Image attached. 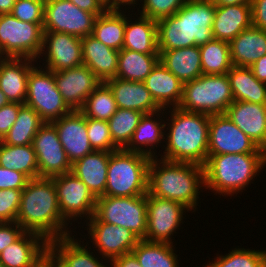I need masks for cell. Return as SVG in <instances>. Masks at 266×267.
<instances>
[{"mask_svg":"<svg viewBox=\"0 0 266 267\" xmlns=\"http://www.w3.org/2000/svg\"><path fill=\"white\" fill-rule=\"evenodd\" d=\"M199 50L203 75L227 74L232 68L229 42L212 39Z\"/></svg>","mask_w":266,"mask_h":267,"instance_id":"ab89813d","label":"cell"},{"mask_svg":"<svg viewBox=\"0 0 266 267\" xmlns=\"http://www.w3.org/2000/svg\"><path fill=\"white\" fill-rule=\"evenodd\" d=\"M216 6H232L238 4H251V0H211Z\"/></svg>","mask_w":266,"mask_h":267,"instance_id":"6f0895ef","label":"cell"},{"mask_svg":"<svg viewBox=\"0 0 266 267\" xmlns=\"http://www.w3.org/2000/svg\"><path fill=\"white\" fill-rule=\"evenodd\" d=\"M105 83L112 90L118 108L132 109L144 114L161 110L144 82L122 80L115 77Z\"/></svg>","mask_w":266,"mask_h":267,"instance_id":"d4e9b609","label":"cell"},{"mask_svg":"<svg viewBox=\"0 0 266 267\" xmlns=\"http://www.w3.org/2000/svg\"><path fill=\"white\" fill-rule=\"evenodd\" d=\"M0 165L21 172L29 179L39 177L37 157L32 144L11 146L0 140Z\"/></svg>","mask_w":266,"mask_h":267,"instance_id":"d590c367","label":"cell"},{"mask_svg":"<svg viewBox=\"0 0 266 267\" xmlns=\"http://www.w3.org/2000/svg\"><path fill=\"white\" fill-rule=\"evenodd\" d=\"M143 82L161 109L179 106L182 99L183 84L160 61Z\"/></svg>","mask_w":266,"mask_h":267,"instance_id":"603a6c76","label":"cell"},{"mask_svg":"<svg viewBox=\"0 0 266 267\" xmlns=\"http://www.w3.org/2000/svg\"><path fill=\"white\" fill-rule=\"evenodd\" d=\"M40 56L46 57L44 68L52 72L81 66L83 65L81 38L67 33L43 32Z\"/></svg>","mask_w":266,"mask_h":267,"instance_id":"2e32d148","label":"cell"},{"mask_svg":"<svg viewBox=\"0 0 266 267\" xmlns=\"http://www.w3.org/2000/svg\"><path fill=\"white\" fill-rule=\"evenodd\" d=\"M86 226L89 239L93 241L102 259L108 262L112 259L130 253L140 240L132 231L122 226L101 222L95 215L88 221Z\"/></svg>","mask_w":266,"mask_h":267,"instance_id":"9a60e30c","label":"cell"},{"mask_svg":"<svg viewBox=\"0 0 266 267\" xmlns=\"http://www.w3.org/2000/svg\"><path fill=\"white\" fill-rule=\"evenodd\" d=\"M227 76L234 101L266 104V83L257 80L250 67L233 65Z\"/></svg>","mask_w":266,"mask_h":267,"instance_id":"d6a6232c","label":"cell"},{"mask_svg":"<svg viewBox=\"0 0 266 267\" xmlns=\"http://www.w3.org/2000/svg\"><path fill=\"white\" fill-rule=\"evenodd\" d=\"M32 267H55L54 255L48 250L47 253Z\"/></svg>","mask_w":266,"mask_h":267,"instance_id":"9f6ffc18","label":"cell"},{"mask_svg":"<svg viewBox=\"0 0 266 267\" xmlns=\"http://www.w3.org/2000/svg\"><path fill=\"white\" fill-rule=\"evenodd\" d=\"M126 14L120 9H107L97 16L92 36L104 45L120 51L123 49Z\"/></svg>","mask_w":266,"mask_h":267,"instance_id":"e575fe53","label":"cell"},{"mask_svg":"<svg viewBox=\"0 0 266 267\" xmlns=\"http://www.w3.org/2000/svg\"><path fill=\"white\" fill-rule=\"evenodd\" d=\"M229 47L232 65L251 67L266 55V31L251 25L231 40Z\"/></svg>","mask_w":266,"mask_h":267,"instance_id":"f1b7e54d","label":"cell"},{"mask_svg":"<svg viewBox=\"0 0 266 267\" xmlns=\"http://www.w3.org/2000/svg\"><path fill=\"white\" fill-rule=\"evenodd\" d=\"M16 0H0V15L11 14Z\"/></svg>","mask_w":266,"mask_h":267,"instance_id":"680465c9","label":"cell"},{"mask_svg":"<svg viewBox=\"0 0 266 267\" xmlns=\"http://www.w3.org/2000/svg\"><path fill=\"white\" fill-rule=\"evenodd\" d=\"M44 123L33 108L24 104L19 109L16 121L1 141L11 146L32 144L36 133Z\"/></svg>","mask_w":266,"mask_h":267,"instance_id":"74e56055","label":"cell"},{"mask_svg":"<svg viewBox=\"0 0 266 267\" xmlns=\"http://www.w3.org/2000/svg\"><path fill=\"white\" fill-rule=\"evenodd\" d=\"M150 160L147 155L124 149L110 152L104 195L133 197L147 194Z\"/></svg>","mask_w":266,"mask_h":267,"instance_id":"5b68a950","label":"cell"},{"mask_svg":"<svg viewBox=\"0 0 266 267\" xmlns=\"http://www.w3.org/2000/svg\"><path fill=\"white\" fill-rule=\"evenodd\" d=\"M51 178L56 188L61 215L66 221L70 222L73 218L78 220L84 216L85 219H90L94 215L97 198L73 172Z\"/></svg>","mask_w":266,"mask_h":267,"instance_id":"8fae6325","label":"cell"},{"mask_svg":"<svg viewBox=\"0 0 266 267\" xmlns=\"http://www.w3.org/2000/svg\"><path fill=\"white\" fill-rule=\"evenodd\" d=\"M251 25V4L216 6L212 36L213 39L230 42Z\"/></svg>","mask_w":266,"mask_h":267,"instance_id":"4316f807","label":"cell"},{"mask_svg":"<svg viewBox=\"0 0 266 267\" xmlns=\"http://www.w3.org/2000/svg\"><path fill=\"white\" fill-rule=\"evenodd\" d=\"M118 107L110 87L101 84L88 96L79 110L85 117L108 121Z\"/></svg>","mask_w":266,"mask_h":267,"instance_id":"60d3db41","label":"cell"},{"mask_svg":"<svg viewBox=\"0 0 266 267\" xmlns=\"http://www.w3.org/2000/svg\"><path fill=\"white\" fill-rule=\"evenodd\" d=\"M234 101L227 74L201 75L183 84L179 108L208 115L225 114Z\"/></svg>","mask_w":266,"mask_h":267,"instance_id":"8992f818","label":"cell"},{"mask_svg":"<svg viewBox=\"0 0 266 267\" xmlns=\"http://www.w3.org/2000/svg\"><path fill=\"white\" fill-rule=\"evenodd\" d=\"M16 222L28 232L42 235L48 242L68 236V222L62 217L52 178L30 179L22 190Z\"/></svg>","mask_w":266,"mask_h":267,"instance_id":"6da1fadb","label":"cell"},{"mask_svg":"<svg viewBox=\"0 0 266 267\" xmlns=\"http://www.w3.org/2000/svg\"><path fill=\"white\" fill-rule=\"evenodd\" d=\"M110 152L96 151L72 164L73 172L98 198L105 193Z\"/></svg>","mask_w":266,"mask_h":267,"instance_id":"83f0119b","label":"cell"},{"mask_svg":"<svg viewBox=\"0 0 266 267\" xmlns=\"http://www.w3.org/2000/svg\"><path fill=\"white\" fill-rule=\"evenodd\" d=\"M48 242V250L54 255L55 267H107L100 262L86 245H81L73 235ZM76 240V241H75ZM109 267V266H108Z\"/></svg>","mask_w":266,"mask_h":267,"instance_id":"484cf974","label":"cell"},{"mask_svg":"<svg viewBox=\"0 0 266 267\" xmlns=\"http://www.w3.org/2000/svg\"><path fill=\"white\" fill-rule=\"evenodd\" d=\"M215 12L216 5L211 0H189L185 3L188 47L201 46L213 39Z\"/></svg>","mask_w":266,"mask_h":267,"instance_id":"cb8c5ba5","label":"cell"},{"mask_svg":"<svg viewBox=\"0 0 266 267\" xmlns=\"http://www.w3.org/2000/svg\"><path fill=\"white\" fill-rule=\"evenodd\" d=\"M143 115L136 110L118 108L107 121L113 143L119 149H124L129 144Z\"/></svg>","mask_w":266,"mask_h":267,"instance_id":"b9f144b4","label":"cell"},{"mask_svg":"<svg viewBox=\"0 0 266 267\" xmlns=\"http://www.w3.org/2000/svg\"><path fill=\"white\" fill-rule=\"evenodd\" d=\"M45 0H16L11 14L20 21L43 28Z\"/></svg>","mask_w":266,"mask_h":267,"instance_id":"bcb514c9","label":"cell"},{"mask_svg":"<svg viewBox=\"0 0 266 267\" xmlns=\"http://www.w3.org/2000/svg\"><path fill=\"white\" fill-rule=\"evenodd\" d=\"M25 105L33 108L44 122H53L72 110L59 92L54 72L34 66L27 80Z\"/></svg>","mask_w":266,"mask_h":267,"instance_id":"9c48e42d","label":"cell"},{"mask_svg":"<svg viewBox=\"0 0 266 267\" xmlns=\"http://www.w3.org/2000/svg\"><path fill=\"white\" fill-rule=\"evenodd\" d=\"M97 16L68 0H45L43 32L67 33L80 38L92 35Z\"/></svg>","mask_w":266,"mask_h":267,"instance_id":"30bf717a","label":"cell"},{"mask_svg":"<svg viewBox=\"0 0 266 267\" xmlns=\"http://www.w3.org/2000/svg\"><path fill=\"white\" fill-rule=\"evenodd\" d=\"M51 123L71 164L94 151L88 139L86 117L79 110H72Z\"/></svg>","mask_w":266,"mask_h":267,"instance_id":"ac0fdd59","label":"cell"},{"mask_svg":"<svg viewBox=\"0 0 266 267\" xmlns=\"http://www.w3.org/2000/svg\"><path fill=\"white\" fill-rule=\"evenodd\" d=\"M103 2L107 5L108 9H113V0H103Z\"/></svg>","mask_w":266,"mask_h":267,"instance_id":"6125c7cd","label":"cell"},{"mask_svg":"<svg viewBox=\"0 0 266 267\" xmlns=\"http://www.w3.org/2000/svg\"><path fill=\"white\" fill-rule=\"evenodd\" d=\"M250 69L257 80L266 83V55L259 58Z\"/></svg>","mask_w":266,"mask_h":267,"instance_id":"11a10c76","label":"cell"},{"mask_svg":"<svg viewBox=\"0 0 266 267\" xmlns=\"http://www.w3.org/2000/svg\"><path fill=\"white\" fill-rule=\"evenodd\" d=\"M48 251V241L40 234L25 231L0 253L3 267H32Z\"/></svg>","mask_w":266,"mask_h":267,"instance_id":"44dd1931","label":"cell"},{"mask_svg":"<svg viewBox=\"0 0 266 267\" xmlns=\"http://www.w3.org/2000/svg\"><path fill=\"white\" fill-rule=\"evenodd\" d=\"M252 26L266 31V0H251Z\"/></svg>","mask_w":266,"mask_h":267,"instance_id":"816d5d0a","label":"cell"},{"mask_svg":"<svg viewBox=\"0 0 266 267\" xmlns=\"http://www.w3.org/2000/svg\"><path fill=\"white\" fill-rule=\"evenodd\" d=\"M166 110L168 109H161L153 113L144 114L141 117L140 122L136 127V130L134 131L129 144L124 148V150L129 152L142 153L149 156L150 158L157 157L153 150L155 149L154 147L158 145V143L161 144L165 139L164 136L166 127V121H164L163 123L162 119H160L161 116L159 114L162 111ZM154 115L157 116V118L160 117L158 121L157 118L155 119ZM144 146L147 149H145Z\"/></svg>","mask_w":266,"mask_h":267,"instance_id":"f546056e","label":"cell"},{"mask_svg":"<svg viewBox=\"0 0 266 267\" xmlns=\"http://www.w3.org/2000/svg\"><path fill=\"white\" fill-rule=\"evenodd\" d=\"M170 110L171 124L165 123V126H169L166 127L169 133L165 134L166 146L162 145L165 152L161 158L204 167L208 160L210 115L185 111L179 107H171Z\"/></svg>","mask_w":266,"mask_h":267,"instance_id":"7a4b0ae2","label":"cell"},{"mask_svg":"<svg viewBox=\"0 0 266 267\" xmlns=\"http://www.w3.org/2000/svg\"><path fill=\"white\" fill-rule=\"evenodd\" d=\"M184 210L190 211L180 202L147 193V229L143 240L173 244L171 236L183 222Z\"/></svg>","mask_w":266,"mask_h":267,"instance_id":"7c38bea8","label":"cell"},{"mask_svg":"<svg viewBox=\"0 0 266 267\" xmlns=\"http://www.w3.org/2000/svg\"><path fill=\"white\" fill-rule=\"evenodd\" d=\"M266 153L226 114L210 115L208 155Z\"/></svg>","mask_w":266,"mask_h":267,"instance_id":"4fadbf2b","label":"cell"},{"mask_svg":"<svg viewBox=\"0 0 266 267\" xmlns=\"http://www.w3.org/2000/svg\"><path fill=\"white\" fill-rule=\"evenodd\" d=\"M43 47V28L12 14L0 15V55L38 60Z\"/></svg>","mask_w":266,"mask_h":267,"instance_id":"ba28073f","label":"cell"},{"mask_svg":"<svg viewBox=\"0 0 266 267\" xmlns=\"http://www.w3.org/2000/svg\"><path fill=\"white\" fill-rule=\"evenodd\" d=\"M37 60L2 57L0 59V89L12 103L25 104L27 80Z\"/></svg>","mask_w":266,"mask_h":267,"instance_id":"ffe728a7","label":"cell"},{"mask_svg":"<svg viewBox=\"0 0 266 267\" xmlns=\"http://www.w3.org/2000/svg\"><path fill=\"white\" fill-rule=\"evenodd\" d=\"M57 88L71 110H80L88 96L101 84L86 66L54 72Z\"/></svg>","mask_w":266,"mask_h":267,"instance_id":"e0dca14e","label":"cell"},{"mask_svg":"<svg viewBox=\"0 0 266 267\" xmlns=\"http://www.w3.org/2000/svg\"><path fill=\"white\" fill-rule=\"evenodd\" d=\"M158 50L168 51L188 47L185 4L174 14L157 20Z\"/></svg>","mask_w":266,"mask_h":267,"instance_id":"836d02e7","label":"cell"},{"mask_svg":"<svg viewBox=\"0 0 266 267\" xmlns=\"http://www.w3.org/2000/svg\"><path fill=\"white\" fill-rule=\"evenodd\" d=\"M24 104L9 102L0 108V140L8 133Z\"/></svg>","mask_w":266,"mask_h":267,"instance_id":"681fc988","label":"cell"},{"mask_svg":"<svg viewBox=\"0 0 266 267\" xmlns=\"http://www.w3.org/2000/svg\"><path fill=\"white\" fill-rule=\"evenodd\" d=\"M83 65L103 83L116 77L119 51L112 49L92 35L81 38Z\"/></svg>","mask_w":266,"mask_h":267,"instance_id":"7402d4cb","label":"cell"},{"mask_svg":"<svg viewBox=\"0 0 266 267\" xmlns=\"http://www.w3.org/2000/svg\"><path fill=\"white\" fill-rule=\"evenodd\" d=\"M90 145L96 151L114 152L119 148L113 143L108 122L86 117Z\"/></svg>","mask_w":266,"mask_h":267,"instance_id":"ee69618b","label":"cell"},{"mask_svg":"<svg viewBox=\"0 0 266 267\" xmlns=\"http://www.w3.org/2000/svg\"><path fill=\"white\" fill-rule=\"evenodd\" d=\"M225 114L242 132L266 151V104L233 101Z\"/></svg>","mask_w":266,"mask_h":267,"instance_id":"d6986e66","label":"cell"},{"mask_svg":"<svg viewBox=\"0 0 266 267\" xmlns=\"http://www.w3.org/2000/svg\"><path fill=\"white\" fill-rule=\"evenodd\" d=\"M25 230L17 223H0V253L15 242Z\"/></svg>","mask_w":266,"mask_h":267,"instance_id":"f907efd6","label":"cell"},{"mask_svg":"<svg viewBox=\"0 0 266 267\" xmlns=\"http://www.w3.org/2000/svg\"><path fill=\"white\" fill-rule=\"evenodd\" d=\"M8 103H9V101L7 100L5 94H4V93L1 91V89H0V108H1L2 106L7 105Z\"/></svg>","mask_w":266,"mask_h":267,"instance_id":"94428289","label":"cell"},{"mask_svg":"<svg viewBox=\"0 0 266 267\" xmlns=\"http://www.w3.org/2000/svg\"><path fill=\"white\" fill-rule=\"evenodd\" d=\"M207 267H266V251L235 248L226 255H218Z\"/></svg>","mask_w":266,"mask_h":267,"instance_id":"7bdbcfd3","label":"cell"},{"mask_svg":"<svg viewBox=\"0 0 266 267\" xmlns=\"http://www.w3.org/2000/svg\"><path fill=\"white\" fill-rule=\"evenodd\" d=\"M29 180L25 174L0 165V189H24Z\"/></svg>","mask_w":266,"mask_h":267,"instance_id":"c3c4849f","label":"cell"},{"mask_svg":"<svg viewBox=\"0 0 266 267\" xmlns=\"http://www.w3.org/2000/svg\"><path fill=\"white\" fill-rule=\"evenodd\" d=\"M137 1L139 0H113V9H120L123 5L126 6H130V5H133V6H136L135 4L137 3Z\"/></svg>","mask_w":266,"mask_h":267,"instance_id":"91938a15","label":"cell"},{"mask_svg":"<svg viewBox=\"0 0 266 267\" xmlns=\"http://www.w3.org/2000/svg\"><path fill=\"white\" fill-rule=\"evenodd\" d=\"M265 165L266 153L208 155L204 165L205 189L222 196L242 193Z\"/></svg>","mask_w":266,"mask_h":267,"instance_id":"277c9868","label":"cell"},{"mask_svg":"<svg viewBox=\"0 0 266 267\" xmlns=\"http://www.w3.org/2000/svg\"><path fill=\"white\" fill-rule=\"evenodd\" d=\"M123 49L159 55L156 20L140 15L133 22L126 16Z\"/></svg>","mask_w":266,"mask_h":267,"instance_id":"4dcf8cb0","label":"cell"},{"mask_svg":"<svg viewBox=\"0 0 266 267\" xmlns=\"http://www.w3.org/2000/svg\"><path fill=\"white\" fill-rule=\"evenodd\" d=\"M159 61L182 84L192 81L203 74L199 46L159 51Z\"/></svg>","mask_w":266,"mask_h":267,"instance_id":"1f68e13d","label":"cell"},{"mask_svg":"<svg viewBox=\"0 0 266 267\" xmlns=\"http://www.w3.org/2000/svg\"><path fill=\"white\" fill-rule=\"evenodd\" d=\"M23 189H0V223L16 222Z\"/></svg>","mask_w":266,"mask_h":267,"instance_id":"7dc6e473","label":"cell"},{"mask_svg":"<svg viewBox=\"0 0 266 267\" xmlns=\"http://www.w3.org/2000/svg\"><path fill=\"white\" fill-rule=\"evenodd\" d=\"M173 244L139 240L132 249L142 267H179Z\"/></svg>","mask_w":266,"mask_h":267,"instance_id":"f35d334b","label":"cell"},{"mask_svg":"<svg viewBox=\"0 0 266 267\" xmlns=\"http://www.w3.org/2000/svg\"><path fill=\"white\" fill-rule=\"evenodd\" d=\"M71 1L75 6L80 8L83 11L95 14L96 16H100L107 9V5L103 2V0H68Z\"/></svg>","mask_w":266,"mask_h":267,"instance_id":"f5cc1de1","label":"cell"},{"mask_svg":"<svg viewBox=\"0 0 266 267\" xmlns=\"http://www.w3.org/2000/svg\"><path fill=\"white\" fill-rule=\"evenodd\" d=\"M158 62L159 55L121 49L119 51L116 78L143 82Z\"/></svg>","mask_w":266,"mask_h":267,"instance_id":"8d00e7d4","label":"cell"},{"mask_svg":"<svg viewBox=\"0 0 266 267\" xmlns=\"http://www.w3.org/2000/svg\"><path fill=\"white\" fill-rule=\"evenodd\" d=\"M39 177L51 178L71 172L72 164L60 143L57 130L50 122H45L33 139Z\"/></svg>","mask_w":266,"mask_h":267,"instance_id":"5bb4252c","label":"cell"},{"mask_svg":"<svg viewBox=\"0 0 266 267\" xmlns=\"http://www.w3.org/2000/svg\"><path fill=\"white\" fill-rule=\"evenodd\" d=\"M189 0H140L142 7L139 15L160 20L174 15Z\"/></svg>","mask_w":266,"mask_h":267,"instance_id":"f6af8a7d","label":"cell"},{"mask_svg":"<svg viewBox=\"0 0 266 267\" xmlns=\"http://www.w3.org/2000/svg\"><path fill=\"white\" fill-rule=\"evenodd\" d=\"M109 262H111L109 266L112 265L110 267H142L132 252L118 256Z\"/></svg>","mask_w":266,"mask_h":267,"instance_id":"db71d44e","label":"cell"},{"mask_svg":"<svg viewBox=\"0 0 266 267\" xmlns=\"http://www.w3.org/2000/svg\"><path fill=\"white\" fill-rule=\"evenodd\" d=\"M94 215L104 223L122 226L140 240L147 229V194L133 197L100 196Z\"/></svg>","mask_w":266,"mask_h":267,"instance_id":"52a82bcc","label":"cell"},{"mask_svg":"<svg viewBox=\"0 0 266 267\" xmlns=\"http://www.w3.org/2000/svg\"><path fill=\"white\" fill-rule=\"evenodd\" d=\"M204 185L203 166L158 157L150 160L148 194L152 196L180 202L191 211L196 209Z\"/></svg>","mask_w":266,"mask_h":267,"instance_id":"3957f363","label":"cell"}]
</instances>
